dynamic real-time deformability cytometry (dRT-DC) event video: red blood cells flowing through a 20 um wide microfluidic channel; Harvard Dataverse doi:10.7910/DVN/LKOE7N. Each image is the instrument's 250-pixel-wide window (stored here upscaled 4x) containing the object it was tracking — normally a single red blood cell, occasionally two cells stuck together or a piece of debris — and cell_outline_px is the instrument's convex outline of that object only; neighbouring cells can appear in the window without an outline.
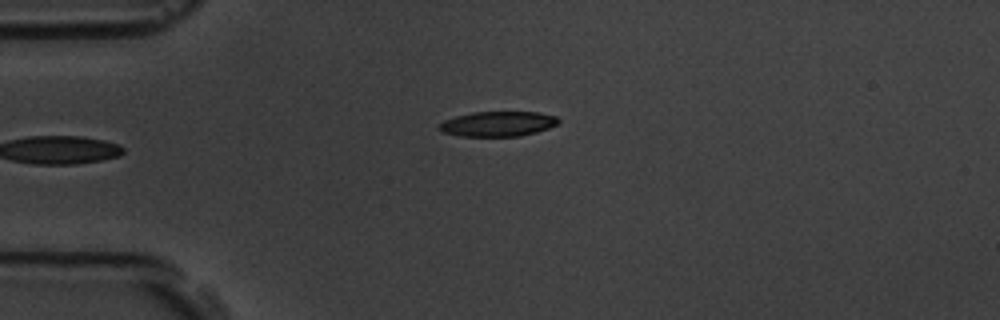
{"species": "common noctule bat (a hibernating species)", "species_latin": "Nyctalus noctula", "temperature_condition": "room temperature", "stored_images_in_passage": 6, "camera_frame_rate_fps": 3000, "um_per_image_px": 0.085, "animal": {"sex": "male", "body_mass_g": 19.5, "forearm_length_mm": 54.6}, "frame": {"image": 1, "passage_image": 6, "time_ms": 6.0, "image_size_px": [1000, 320], "cell_outline_px": [[560, 120], [556, 124], [548, 128], [536, 132], [520, 136], [460, 136], [440, 132], [436, 128], [444, 120], [456, 116], [472, 112], [540, 112], [556, 116]], "centroid_in_image_um": [42.28, 10.53], "position_along_channel_um": 42.7, "area_um2": 17.46}}